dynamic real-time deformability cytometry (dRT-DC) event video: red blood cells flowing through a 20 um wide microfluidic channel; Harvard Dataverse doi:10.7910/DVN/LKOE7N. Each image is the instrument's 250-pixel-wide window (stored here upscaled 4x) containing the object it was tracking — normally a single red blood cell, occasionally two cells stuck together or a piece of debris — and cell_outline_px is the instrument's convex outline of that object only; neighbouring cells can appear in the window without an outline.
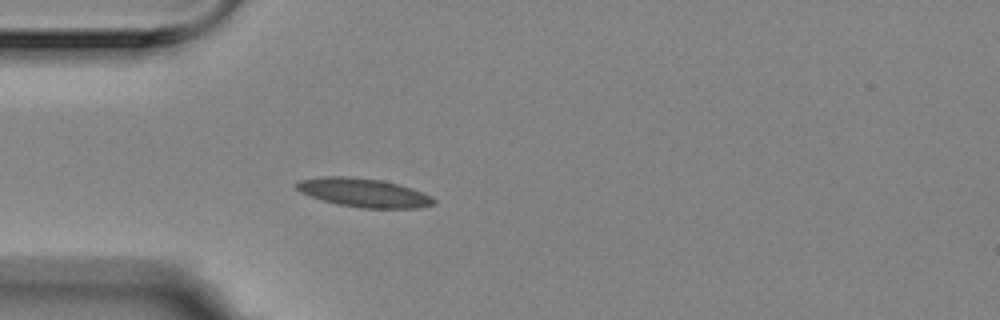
{"species": "Egyptian fruit bat (a non-hibernating species)", "species_latin": "Rousettus aegyptiacus", "temperature_condition": "room temperature", "stored_images_in_passage": 3, "camera_frame_rate_fps": 3000, "um_per_image_px": 0.085, "animal": {"sex": "female"}, "frame": {"image": 1, "passage_image": 3, "time_ms": 0.667, "image_size_px": [1000, 320], "cell_outline_px": [[436, 204], [416, 208], [360, 208], [340, 204], [324, 200], [300, 192], [296, 188], [296, 184], [300, 180], [324, 176], [348, 176], [380, 180], [412, 188], [436, 200]], "centroid_in_image_um": [30.91, 16.38], "position_along_channel_um": 54.1, "area_um2": 22.54}}